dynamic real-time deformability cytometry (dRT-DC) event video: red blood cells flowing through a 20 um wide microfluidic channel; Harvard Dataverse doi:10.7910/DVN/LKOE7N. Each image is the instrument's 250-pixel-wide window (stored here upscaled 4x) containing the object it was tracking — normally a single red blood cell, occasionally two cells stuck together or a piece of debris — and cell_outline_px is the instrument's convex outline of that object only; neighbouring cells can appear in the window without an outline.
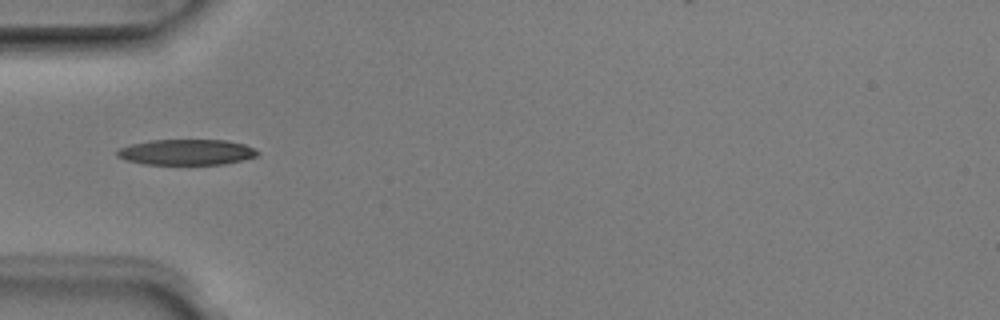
{"species": "Egyptian fruit bat (a non-hibernating species)", "species_latin": "Rousettus aegyptiacus", "temperature_condition": "room temperature", "stored_images_in_passage": 4, "camera_frame_rate_fps": 3000, "um_per_image_px": 0.085, "animal": {"sex": "male"}, "frame": {"image": 1, "passage_image": 4, "time_ms": 1.0, "image_size_px": [1000, 320], "cell_outline_px": [[260, 152], [256, 156], [224, 164], [144, 164], [124, 160], [116, 156], [116, 152], [120, 148], [132, 144], [152, 140], [224, 140], [244, 144]], "centroid_in_image_um": [15.81, 12.93], "position_along_channel_um": 69.2, "area_um2": 20.81}}